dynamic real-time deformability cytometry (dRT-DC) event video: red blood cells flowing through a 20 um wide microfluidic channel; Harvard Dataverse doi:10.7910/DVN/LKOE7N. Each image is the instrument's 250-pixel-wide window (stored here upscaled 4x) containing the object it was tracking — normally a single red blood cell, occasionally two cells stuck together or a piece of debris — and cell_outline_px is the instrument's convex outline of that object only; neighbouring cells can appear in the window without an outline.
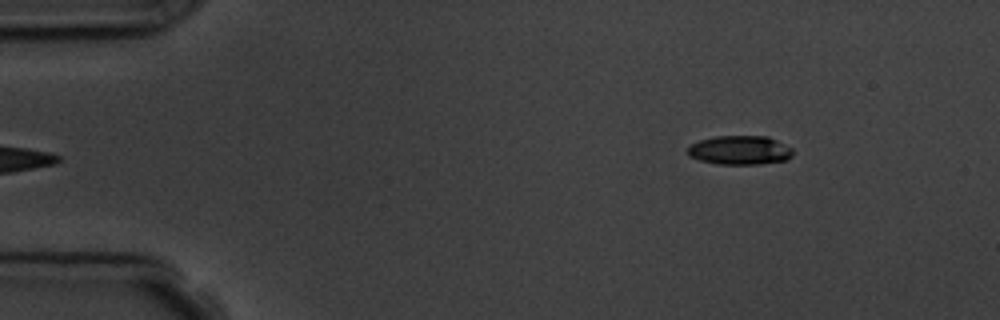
{"species": "common noctule bat (a hibernating species)", "species_latin": "Nyctalus noctula", "temperature_condition": "room temperature", "stored_images_in_passage": 6, "camera_frame_rate_fps": 3000, "um_per_image_px": 0.085, "animal": {"sex": "male", "body_mass_g": 19.5, "forearm_length_mm": 54.6}, "frame": {"image": 1, "passage_image": 6, "time_ms": 5.667, "image_size_px": [1000, 320], "cell_outline_px": [[792, 156], [788, 160], [760, 164], [720, 164], [700, 160], [688, 156], [688, 144], [700, 140], [716, 136], [768, 136], [792, 148]], "centroid_in_image_um": [62.88, 12.76], "position_along_channel_um": 22.1, "area_um2": 17.86}}